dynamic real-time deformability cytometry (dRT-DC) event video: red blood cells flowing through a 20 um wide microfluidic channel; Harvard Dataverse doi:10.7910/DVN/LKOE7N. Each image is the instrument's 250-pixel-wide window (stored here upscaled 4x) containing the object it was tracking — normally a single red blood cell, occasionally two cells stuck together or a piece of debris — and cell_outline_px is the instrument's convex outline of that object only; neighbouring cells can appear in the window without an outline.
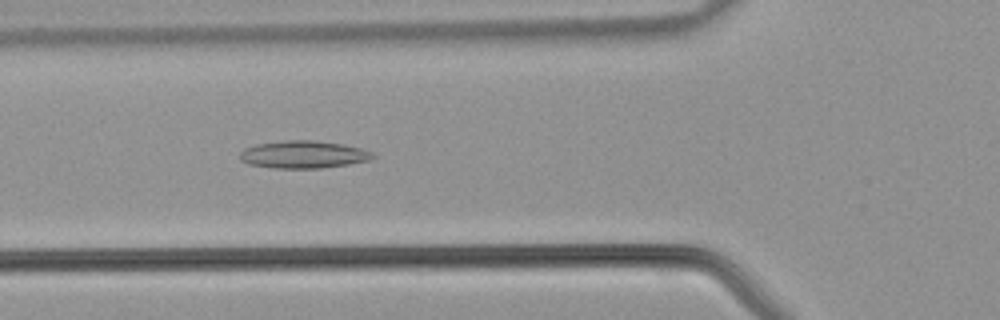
{"species": "common noctule bat (a hibernating species)", "species_latin": "Nyctalus noctula", "temperature_condition": "warm", "stored_images_in_passage": 41, "camera_frame_rate_fps": 3000, "um_per_image_px": 0.085, "animal": {"sex": "male", "body_mass_g": 21.5, "forearm_length_mm": 52.0}, "frame": {"image": 1, "passage_image": 14, "time_ms": 4.333, "image_size_px": [1000, 320], "cell_outline_px": [[376, 156], [368, 160], [348, 164], [320, 168], [272, 168], [248, 164], [240, 160], [240, 152], [244, 148], [256, 144], [284, 140], [312, 140], [344, 144], [360, 148], [372, 152]], "centroid_in_image_um": [25.75, 13.13], "position_along_channel_um": 100.0, "area_um2": 21.33}}
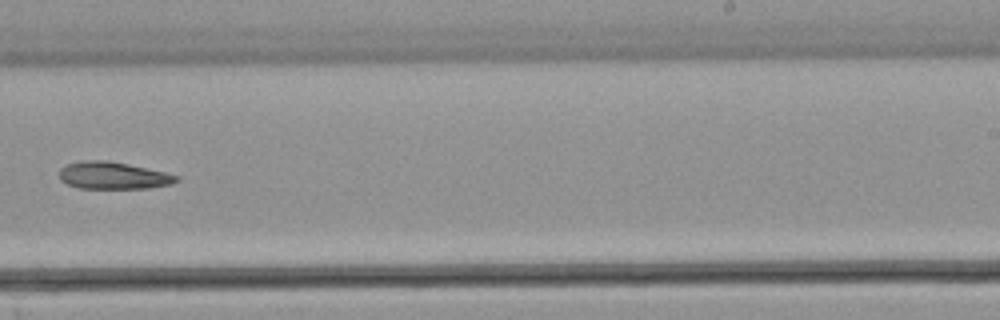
{"frame": {"image": 2, "passage_image": 25, "time_ms": 8.0, "image_size_px": [1000, 320], "cell_outline_px": [[180, 180], [172, 184], [148, 188], [80, 188], [68, 184], [60, 180], [60, 168], [68, 164], [84, 160], [108, 160], [164, 172], [180, 176]], "centroid_in_image_um": [9.63, 14.92], "position_along_channel_um": 279.4, "area_um2": 18.44}}
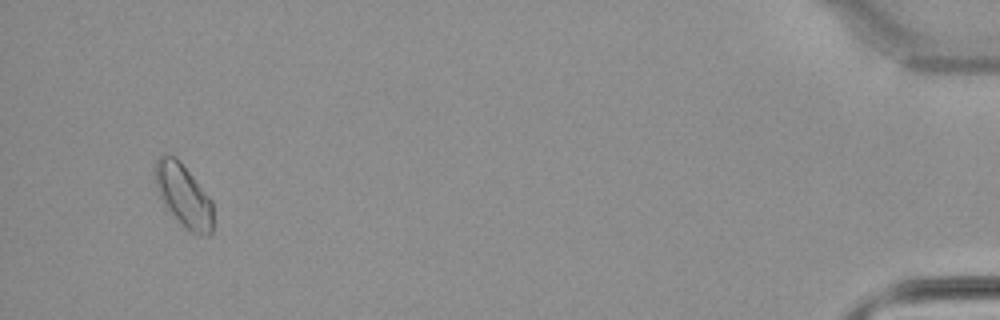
{"frame": {"image": 3, "passage_image": 39, "time_ms": 12.667, "image_size_px": [1000, 320], "cell_outline_px": [[212, 232], [208, 236], [192, 232], [164, 204], [160, 196], [156, 184], [156, 160], [164, 152], [176, 156], [180, 160], [212, 200]], "centroid_in_image_um": [15.62, 16.55], "position_along_channel_um": 419.6, "area_um2": 20.63}}